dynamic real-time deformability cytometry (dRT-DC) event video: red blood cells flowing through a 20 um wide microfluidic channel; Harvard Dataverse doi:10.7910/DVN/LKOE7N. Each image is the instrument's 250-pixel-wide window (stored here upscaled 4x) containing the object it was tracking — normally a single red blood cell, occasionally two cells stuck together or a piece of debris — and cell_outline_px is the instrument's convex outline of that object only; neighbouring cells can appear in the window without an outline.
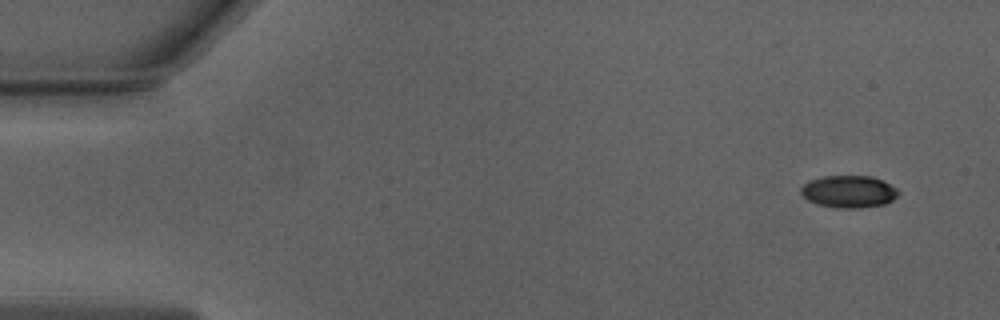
{"species": "Egyptian fruit bat (a non-hibernating species)", "species_latin": "Rousettus aegyptiacus", "temperature_condition": "warm", "stored_images_in_passage": 49, "camera_frame_rate_fps": 3000, "um_per_image_px": 0.085, "animal": {"sex": "male"}, "frame": {"image": 1, "passage_image": 1, "time_ms": 0.0, "image_size_px": [1000, 320], "cell_outline_px": [[900, 192], [892, 200], [884, 204], [860, 208], [836, 208], [816, 204], [808, 200], [800, 192], [800, 188], [808, 180], [824, 176], [872, 176], [896, 188]], "centroid_in_image_um": [72.11, 16.29], "position_along_channel_um": 12.9, "area_um2": 18.26}}
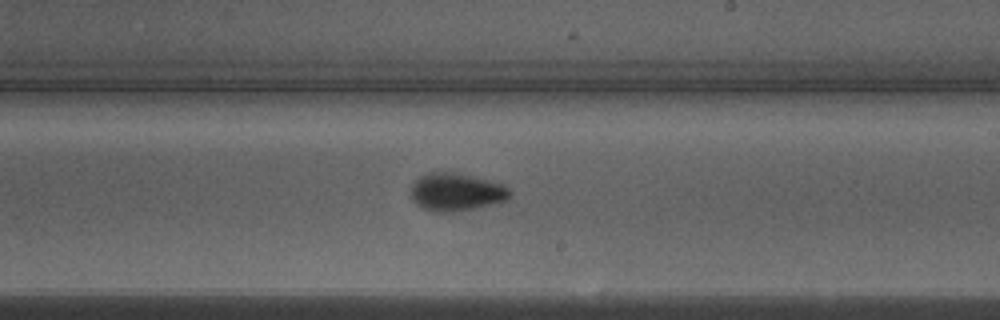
{"frame": {"image": 2, "passage_image": 28, "time_ms": 9.0, "image_size_px": [1000, 320], "cell_outline_px": [[512, 192], [508, 200], [500, 204], [452, 212], [432, 212], [416, 204], [408, 196], [408, 192], [412, 180], [416, 176], [428, 172], [456, 172], [504, 184]], "centroid_in_image_um": [38.73, 16.32], "position_along_channel_um": 250.3, "area_um2": 22.72}}
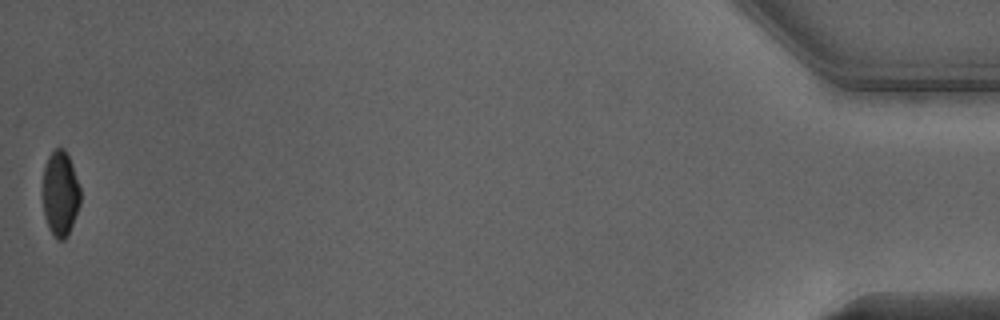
{"frame": {"image": 3, "passage_image": 49, "time_ms": 16.0, "image_size_px": [1000, 320], "cell_outline_px": [[80, 204], [72, 224], [64, 240], [56, 240], [52, 236], [48, 228], [44, 216], [44, 164], [48, 156], [56, 148], [64, 148], [72, 164], [80, 188]], "centroid_in_image_um": [5.12, 16.46], "position_along_channel_um": 430.1, "area_um2": 18.5}, "authors_computed_cell_mechanics": {"area_um2": 20.808, "velocity_mm_per_s": 4.0016, "shape_relaxation_time_tau1_ms": 3.5935, "shape_relaxation_time_tau2_ms": 3.1294, "deformation_change_tau1": 0.1287, "deformation_change_tau2": 0.0668}}